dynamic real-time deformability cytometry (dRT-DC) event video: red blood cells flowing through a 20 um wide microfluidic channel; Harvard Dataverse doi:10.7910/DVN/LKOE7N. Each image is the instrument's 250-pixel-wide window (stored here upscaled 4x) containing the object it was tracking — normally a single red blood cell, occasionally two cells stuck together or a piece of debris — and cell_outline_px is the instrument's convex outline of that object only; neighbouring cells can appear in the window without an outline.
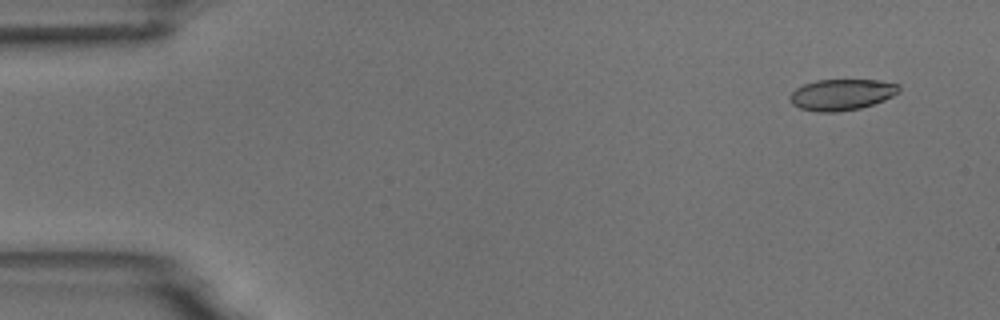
{"species": "common noctule bat (a hibernating species)", "species_latin": "Nyctalus noctula", "temperature_condition": "room temperature", "stored_images_in_passage": 6, "camera_frame_rate_fps": 3000, "um_per_image_px": 0.085, "animal": {"sex": "male", "body_mass_g": 18.8}, "frame": {"image": 1, "passage_image": 2, "time_ms": 1.0, "image_size_px": [1000, 320], "cell_outline_px": [[900, 92], [884, 100], [860, 108], [836, 112], [816, 112], [800, 108], [792, 104], [788, 100], [788, 96], [796, 88], [804, 84], [816, 80], [880, 80], [900, 84]], "centroid_in_image_um": [71.53, 8.04], "position_along_channel_um": 13.5, "area_um2": 19.94}}
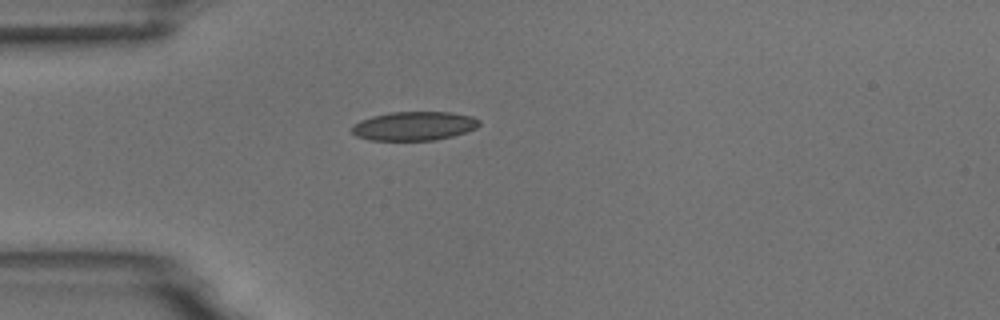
{"frame": {"image": 2, "passage_image": 5, "time_ms": 4.667, "image_size_px": [1000, 320], "cell_outline_px": [[480, 124], [476, 128], [452, 136], [436, 140], [368, 140], [356, 136], [352, 132], [352, 124], [360, 120], [372, 116], [392, 112], [452, 112], [472, 116], [480, 120]], "centroid_in_image_um": [35.18, 10.7], "position_along_channel_um": 49.8, "area_um2": 21.5}}